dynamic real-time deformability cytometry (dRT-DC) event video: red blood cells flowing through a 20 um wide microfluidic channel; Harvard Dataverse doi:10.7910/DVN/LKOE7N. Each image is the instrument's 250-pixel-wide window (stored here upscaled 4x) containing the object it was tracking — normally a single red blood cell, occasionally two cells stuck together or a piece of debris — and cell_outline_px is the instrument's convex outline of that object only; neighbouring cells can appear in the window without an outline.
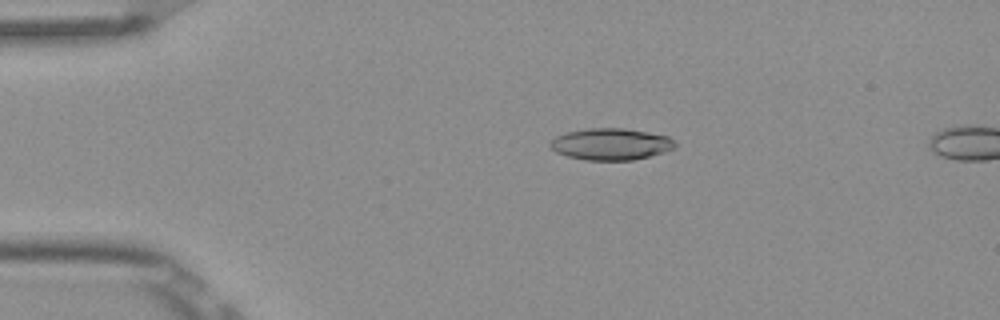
{"species": "Egyptian fruit bat (a non-hibernating species)", "species_latin": "Rousettus aegyptiacus", "temperature_condition": "room temperature", "stored_images_in_passage": 5, "camera_frame_rate_fps": 3000, "um_per_image_px": 0.085, "frame": {"image": 1, "passage_image": 4, "time_ms": 1.0, "image_size_px": [1000, 320], "cell_outline_px": [[676, 148], [664, 152], [632, 160], [584, 160], [568, 156], [556, 152], [548, 144], [556, 136], [568, 132], [588, 128], [624, 128], [668, 136], [676, 144]], "centroid_in_image_um": [51.92, 12.25], "position_along_channel_um": 33.1, "area_um2": 22.89}}